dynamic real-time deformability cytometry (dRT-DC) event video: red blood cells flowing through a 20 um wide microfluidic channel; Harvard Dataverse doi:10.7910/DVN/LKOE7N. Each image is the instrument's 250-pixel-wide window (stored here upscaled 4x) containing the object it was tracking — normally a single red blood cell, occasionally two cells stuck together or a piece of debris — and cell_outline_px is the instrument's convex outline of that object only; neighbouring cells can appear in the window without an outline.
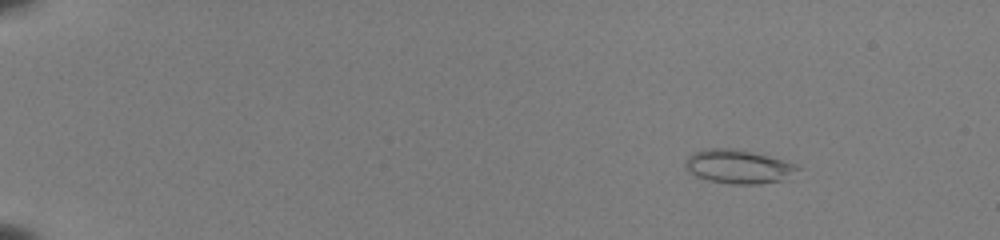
{"species": "common noctule bat (a hibernating species)", "species_latin": "Nyctalus noctula", "temperature_condition": "room temperature", "stored_images_in_passage": 48, "camera_frame_rate_fps": 3000, "um_per_image_px": 0.085, "animal": {"sex": "female", "body_mass_g": 22.0, "forearm_length_mm": 56.7}, "frame": {"image": 1, "passage_image": 2, "time_ms": 0.333, "image_size_px": [1000, 240], "cell_outline_px": [[800, 168], [788, 180], [760, 184], [732, 184], [708, 180], [696, 176], [688, 172], [684, 168], [684, 164], [688, 156], [704, 148], [732, 148], [752, 152], [768, 156], [796, 164]], "centroid_in_image_um": [62.76, 14.17], "position_along_channel_um": 22.2, "area_um2": 22.31}}
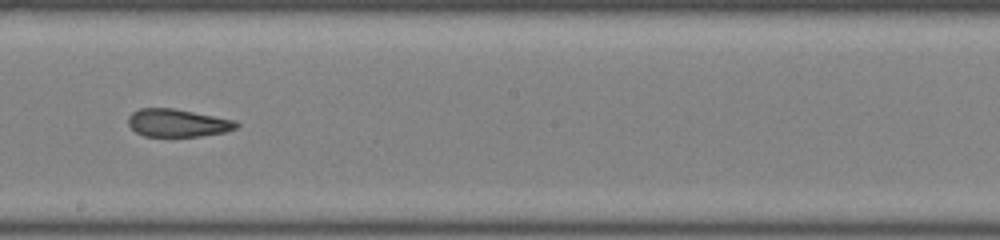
{"frame": {"image": 2, "passage_image": 28, "time_ms": 9.0, "image_size_px": [1000, 240], "cell_outline_px": [[240, 124], [236, 128], [224, 132], [200, 136], [144, 136], [136, 132], [128, 124], [128, 116], [132, 112], [140, 108], [172, 108], [236, 120]], "centroid_in_image_um": [15.09, 10.44], "position_along_channel_um": 233.1, "area_um2": 17.46}}
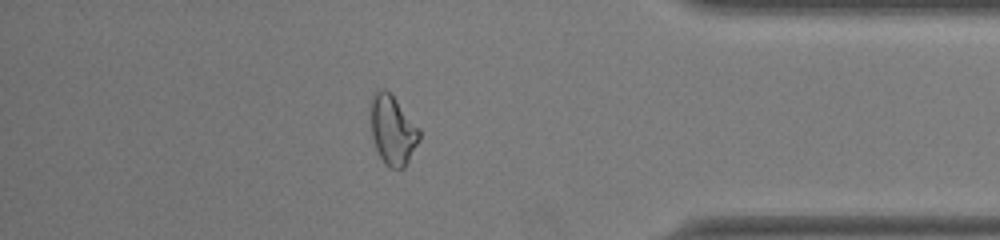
{"frame": {"image": 3, "passage_image": 42, "time_ms": 13.667, "image_size_px": [1000, 240], "cell_outline_px": [[420, 140], [404, 168], [392, 168], [384, 164], [376, 148], [372, 136], [368, 108], [372, 96], [380, 88], [384, 88], [396, 100], [420, 128]], "centroid_in_image_um": [33.35, 11.04], "position_along_channel_um": 401.8, "area_um2": 19.88}, "authors_computed_cell_mechanics": {"area_um2": 19.7387, "velocity_mm_per_s": 3.9941, "shape_relaxation_time_tau1_ms": null, "shape_relaxation_time_tau2_ms": 2.4357, "deformation_change_tau1": null, "deformation_change_tau2": 0.1001}}